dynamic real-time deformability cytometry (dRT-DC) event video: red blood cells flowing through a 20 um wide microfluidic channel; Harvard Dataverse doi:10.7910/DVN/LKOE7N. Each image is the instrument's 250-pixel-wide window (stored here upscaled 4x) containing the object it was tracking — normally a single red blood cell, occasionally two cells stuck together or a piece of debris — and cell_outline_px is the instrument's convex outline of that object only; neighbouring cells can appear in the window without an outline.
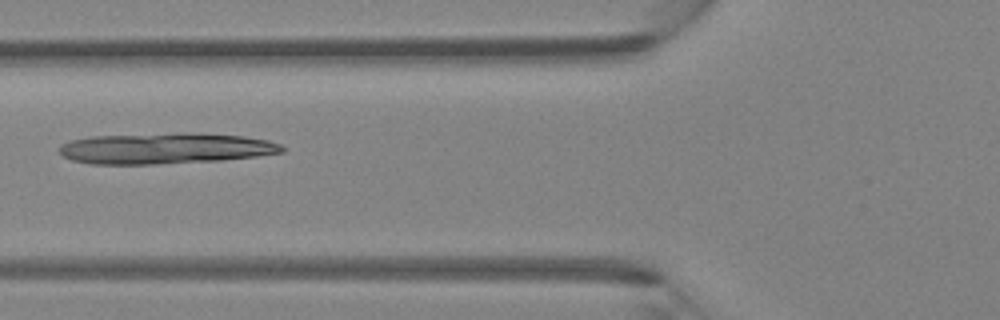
{"species": "Egyptian fruit bat (a non-hibernating species)", "species_latin": "Rousettus aegyptiacus", "temperature_condition": "room temperature", "stored_images_in_passage": 44, "camera_frame_rate_fps": 3000, "um_per_image_px": 0.085, "animal": {"sex": "female"}, "frame": {"image": 1, "passage_image": 17, "time_ms": 5.333, "image_size_px": [1000, 320], "cell_outline_px": [[284, 152], [256, 156], [220, 160], [152, 164], [88, 164], [72, 160], [64, 156], [56, 148], [60, 144], [72, 140], [92, 136], [244, 136], [268, 140], [280, 144], [284, 148]], "centroid_in_image_um": [13.98, 12.67], "position_along_channel_um": 111.8, "area_um2": 38.03}}
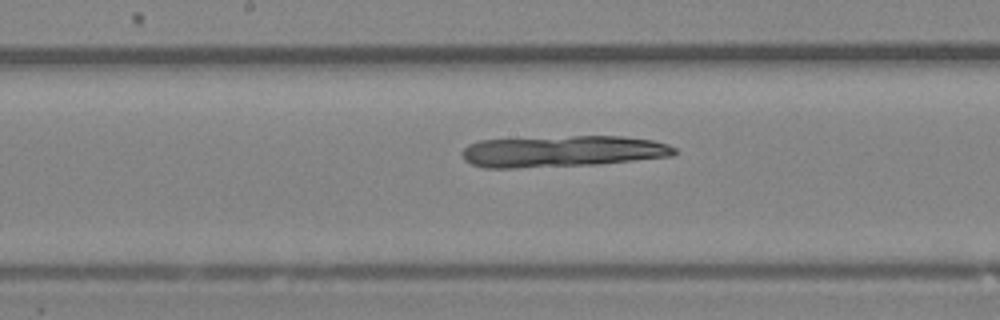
{"frame": {"image": 2, "passage_image": 23, "time_ms": 7.333, "image_size_px": [1000, 320], "cell_outline_px": [[676, 152], [672, 156], [596, 164], [516, 168], [484, 168], [472, 164], [464, 160], [460, 152], [468, 144], [480, 140], [572, 136], [624, 136], [652, 140], [668, 144], [676, 148]], "centroid_in_image_um": [47.77, 12.86], "position_along_channel_um": 200.4, "area_um2": 38.9}}
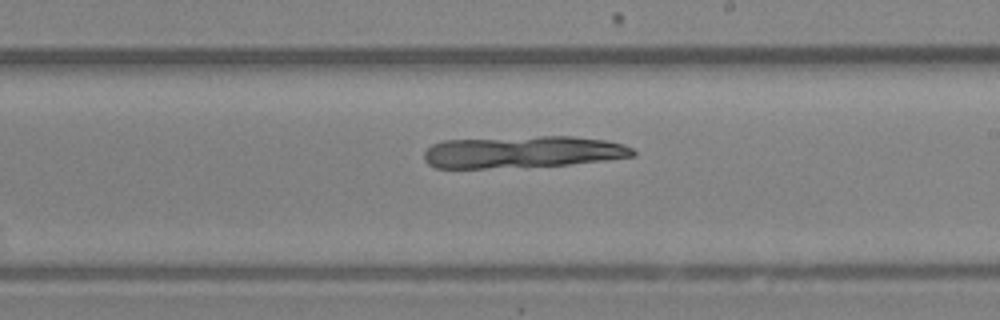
{"frame": {"image": 3, "passage_image": 26, "time_ms": 8.333, "image_size_px": [1000, 320], "cell_outline_px": [[636, 156], [608, 160], [568, 164], [484, 168], [436, 168], [428, 164], [424, 160], [424, 152], [432, 144], [444, 140], [540, 136], [572, 136], [608, 140], [624, 144], [632, 148], [636, 152]], "centroid_in_image_um": [44.45, 12.91], "position_along_channel_um": 244.5, "area_um2": 38.96}}